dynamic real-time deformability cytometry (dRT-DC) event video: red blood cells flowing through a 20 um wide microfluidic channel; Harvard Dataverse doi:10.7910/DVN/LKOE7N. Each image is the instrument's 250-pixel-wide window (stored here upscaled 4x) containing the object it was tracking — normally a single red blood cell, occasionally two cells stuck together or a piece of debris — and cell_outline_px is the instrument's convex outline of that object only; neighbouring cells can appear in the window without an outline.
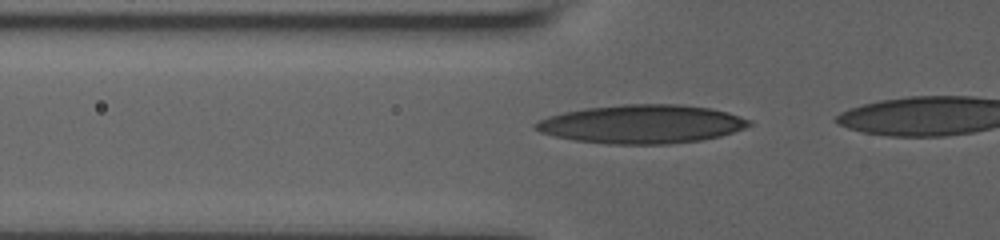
{"species": "human", "species_latin": "Homo sapiens", "temperature_condition": "room temperature", "stored_images_in_passage": 16, "camera_frame_rate_fps": 3000, "um_per_image_px": 0.085, "donor": {"sex": "male"}, "frame": {"image": 1, "passage_image": 13, "time_ms": 4.0, "image_size_px": [1000, 240], "cell_outline_px": [[752, 124], [744, 128], [720, 136], [700, 140], [668, 144], [608, 144], [576, 140], [556, 136], [540, 132], [532, 128], [532, 124], [548, 116], [564, 112], [584, 108], [624, 104], [680, 104], [712, 108], [728, 112], [752, 120]], "centroid_in_image_um": [54.56, 10.54], "position_along_channel_um": 71.2, "area_um2": 48.15}}